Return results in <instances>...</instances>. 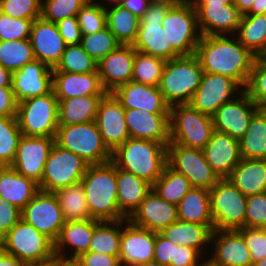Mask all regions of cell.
Here are the masks:
<instances>
[{
  "mask_svg": "<svg viewBox=\"0 0 266 266\" xmlns=\"http://www.w3.org/2000/svg\"><path fill=\"white\" fill-rule=\"evenodd\" d=\"M128 220L138 227L160 232L178 220L177 206L168 203L151 189Z\"/></svg>",
  "mask_w": 266,
  "mask_h": 266,
  "instance_id": "d4e9b609",
  "label": "cell"
},
{
  "mask_svg": "<svg viewBox=\"0 0 266 266\" xmlns=\"http://www.w3.org/2000/svg\"><path fill=\"white\" fill-rule=\"evenodd\" d=\"M122 220L101 221L93 231L89 250L119 258Z\"/></svg>",
  "mask_w": 266,
  "mask_h": 266,
  "instance_id": "b9f144b4",
  "label": "cell"
},
{
  "mask_svg": "<svg viewBox=\"0 0 266 266\" xmlns=\"http://www.w3.org/2000/svg\"><path fill=\"white\" fill-rule=\"evenodd\" d=\"M197 266H220L218 264H216L215 262H213L210 258H205V260H201Z\"/></svg>",
  "mask_w": 266,
  "mask_h": 266,
  "instance_id": "753ad0ef",
  "label": "cell"
},
{
  "mask_svg": "<svg viewBox=\"0 0 266 266\" xmlns=\"http://www.w3.org/2000/svg\"><path fill=\"white\" fill-rule=\"evenodd\" d=\"M247 95L260 109H266V57H257L254 61L247 84Z\"/></svg>",
  "mask_w": 266,
  "mask_h": 266,
  "instance_id": "681fc988",
  "label": "cell"
},
{
  "mask_svg": "<svg viewBox=\"0 0 266 266\" xmlns=\"http://www.w3.org/2000/svg\"><path fill=\"white\" fill-rule=\"evenodd\" d=\"M266 14V0H254L251 10L246 15Z\"/></svg>",
  "mask_w": 266,
  "mask_h": 266,
  "instance_id": "a7ac6f4b",
  "label": "cell"
},
{
  "mask_svg": "<svg viewBox=\"0 0 266 266\" xmlns=\"http://www.w3.org/2000/svg\"><path fill=\"white\" fill-rule=\"evenodd\" d=\"M240 141L243 159L266 160V109H259L251 118Z\"/></svg>",
  "mask_w": 266,
  "mask_h": 266,
  "instance_id": "8d00e7d4",
  "label": "cell"
},
{
  "mask_svg": "<svg viewBox=\"0 0 266 266\" xmlns=\"http://www.w3.org/2000/svg\"><path fill=\"white\" fill-rule=\"evenodd\" d=\"M250 251L252 265L266 257V228L242 227L238 229Z\"/></svg>",
  "mask_w": 266,
  "mask_h": 266,
  "instance_id": "db71d44e",
  "label": "cell"
},
{
  "mask_svg": "<svg viewBox=\"0 0 266 266\" xmlns=\"http://www.w3.org/2000/svg\"><path fill=\"white\" fill-rule=\"evenodd\" d=\"M105 5L107 28L121 45H133L139 30V18L120 5Z\"/></svg>",
  "mask_w": 266,
  "mask_h": 266,
  "instance_id": "74e56055",
  "label": "cell"
},
{
  "mask_svg": "<svg viewBox=\"0 0 266 266\" xmlns=\"http://www.w3.org/2000/svg\"><path fill=\"white\" fill-rule=\"evenodd\" d=\"M214 230L245 227L247 197L228 179L220 178L209 190Z\"/></svg>",
  "mask_w": 266,
  "mask_h": 266,
  "instance_id": "ba28073f",
  "label": "cell"
},
{
  "mask_svg": "<svg viewBox=\"0 0 266 266\" xmlns=\"http://www.w3.org/2000/svg\"><path fill=\"white\" fill-rule=\"evenodd\" d=\"M89 0H42L41 17L58 23L67 17L77 16Z\"/></svg>",
  "mask_w": 266,
  "mask_h": 266,
  "instance_id": "f907efd6",
  "label": "cell"
},
{
  "mask_svg": "<svg viewBox=\"0 0 266 266\" xmlns=\"http://www.w3.org/2000/svg\"><path fill=\"white\" fill-rule=\"evenodd\" d=\"M56 25L67 45L80 44L82 35L76 16L60 20Z\"/></svg>",
  "mask_w": 266,
  "mask_h": 266,
  "instance_id": "680465c9",
  "label": "cell"
},
{
  "mask_svg": "<svg viewBox=\"0 0 266 266\" xmlns=\"http://www.w3.org/2000/svg\"><path fill=\"white\" fill-rule=\"evenodd\" d=\"M192 188L193 186L189 180L168 164L165 166L161 176L152 185V189L162 199L176 206Z\"/></svg>",
  "mask_w": 266,
  "mask_h": 266,
  "instance_id": "60d3db41",
  "label": "cell"
},
{
  "mask_svg": "<svg viewBox=\"0 0 266 266\" xmlns=\"http://www.w3.org/2000/svg\"><path fill=\"white\" fill-rule=\"evenodd\" d=\"M61 266H86V265L78 258H70L62 260Z\"/></svg>",
  "mask_w": 266,
  "mask_h": 266,
  "instance_id": "8c879c8a",
  "label": "cell"
},
{
  "mask_svg": "<svg viewBox=\"0 0 266 266\" xmlns=\"http://www.w3.org/2000/svg\"><path fill=\"white\" fill-rule=\"evenodd\" d=\"M203 257L194 248L175 245V262H171L169 266H197Z\"/></svg>",
  "mask_w": 266,
  "mask_h": 266,
  "instance_id": "91938a15",
  "label": "cell"
},
{
  "mask_svg": "<svg viewBox=\"0 0 266 266\" xmlns=\"http://www.w3.org/2000/svg\"><path fill=\"white\" fill-rule=\"evenodd\" d=\"M246 197L266 192V160L241 159L227 177Z\"/></svg>",
  "mask_w": 266,
  "mask_h": 266,
  "instance_id": "836d02e7",
  "label": "cell"
},
{
  "mask_svg": "<svg viewBox=\"0 0 266 266\" xmlns=\"http://www.w3.org/2000/svg\"><path fill=\"white\" fill-rule=\"evenodd\" d=\"M175 4L150 2L147 11L139 18V30L133 48L142 53L167 60L181 55L168 45V37L161 23L165 14Z\"/></svg>",
  "mask_w": 266,
  "mask_h": 266,
  "instance_id": "30bf717a",
  "label": "cell"
},
{
  "mask_svg": "<svg viewBox=\"0 0 266 266\" xmlns=\"http://www.w3.org/2000/svg\"><path fill=\"white\" fill-rule=\"evenodd\" d=\"M202 75L203 69L195 54L167 60L159 83L165 102L169 106L189 104Z\"/></svg>",
  "mask_w": 266,
  "mask_h": 266,
  "instance_id": "277c9868",
  "label": "cell"
},
{
  "mask_svg": "<svg viewBox=\"0 0 266 266\" xmlns=\"http://www.w3.org/2000/svg\"><path fill=\"white\" fill-rule=\"evenodd\" d=\"M180 0H150L152 3L177 4Z\"/></svg>",
  "mask_w": 266,
  "mask_h": 266,
  "instance_id": "34e18365",
  "label": "cell"
},
{
  "mask_svg": "<svg viewBox=\"0 0 266 266\" xmlns=\"http://www.w3.org/2000/svg\"><path fill=\"white\" fill-rule=\"evenodd\" d=\"M134 266H164V265L156 263L155 261H151V262H147V263L136 264Z\"/></svg>",
  "mask_w": 266,
  "mask_h": 266,
  "instance_id": "11e5206c",
  "label": "cell"
},
{
  "mask_svg": "<svg viewBox=\"0 0 266 266\" xmlns=\"http://www.w3.org/2000/svg\"><path fill=\"white\" fill-rule=\"evenodd\" d=\"M80 45L98 63L110 52L115 51L121 44L106 27L101 31L89 35H82Z\"/></svg>",
  "mask_w": 266,
  "mask_h": 266,
  "instance_id": "7dc6e473",
  "label": "cell"
},
{
  "mask_svg": "<svg viewBox=\"0 0 266 266\" xmlns=\"http://www.w3.org/2000/svg\"><path fill=\"white\" fill-rule=\"evenodd\" d=\"M112 94L126 109H142L153 114H169L170 106L165 102L159 86L129 81L116 88Z\"/></svg>",
  "mask_w": 266,
  "mask_h": 266,
  "instance_id": "484cf974",
  "label": "cell"
},
{
  "mask_svg": "<svg viewBox=\"0 0 266 266\" xmlns=\"http://www.w3.org/2000/svg\"><path fill=\"white\" fill-rule=\"evenodd\" d=\"M59 101L54 92L18 103L17 120L24 136L55 138Z\"/></svg>",
  "mask_w": 266,
  "mask_h": 266,
  "instance_id": "52a82bcc",
  "label": "cell"
},
{
  "mask_svg": "<svg viewBox=\"0 0 266 266\" xmlns=\"http://www.w3.org/2000/svg\"><path fill=\"white\" fill-rule=\"evenodd\" d=\"M149 3L150 0H123L118 5L140 18L147 11Z\"/></svg>",
  "mask_w": 266,
  "mask_h": 266,
  "instance_id": "be15d7a7",
  "label": "cell"
},
{
  "mask_svg": "<svg viewBox=\"0 0 266 266\" xmlns=\"http://www.w3.org/2000/svg\"><path fill=\"white\" fill-rule=\"evenodd\" d=\"M53 69L35 60L12 72V91L17 103L52 92Z\"/></svg>",
  "mask_w": 266,
  "mask_h": 266,
  "instance_id": "ffe728a7",
  "label": "cell"
},
{
  "mask_svg": "<svg viewBox=\"0 0 266 266\" xmlns=\"http://www.w3.org/2000/svg\"><path fill=\"white\" fill-rule=\"evenodd\" d=\"M54 143L55 138L22 135L18 142L15 160L10 166L19 174L39 184Z\"/></svg>",
  "mask_w": 266,
  "mask_h": 266,
  "instance_id": "e0dca14e",
  "label": "cell"
},
{
  "mask_svg": "<svg viewBox=\"0 0 266 266\" xmlns=\"http://www.w3.org/2000/svg\"><path fill=\"white\" fill-rule=\"evenodd\" d=\"M89 164L80 156L54 143L44 166L41 191L54 193L81 182Z\"/></svg>",
  "mask_w": 266,
  "mask_h": 266,
  "instance_id": "8fae6325",
  "label": "cell"
},
{
  "mask_svg": "<svg viewBox=\"0 0 266 266\" xmlns=\"http://www.w3.org/2000/svg\"><path fill=\"white\" fill-rule=\"evenodd\" d=\"M81 183L88 211L93 219L100 221L127 219L118 209L116 166L111 161L89 165Z\"/></svg>",
  "mask_w": 266,
  "mask_h": 266,
  "instance_id": "7a4b0ae2",
  "label": "cell"
},
{
  "mask_svg": "<svg viewBox=\"0 0 266 266\" xmlns=\"http://www.w3.org/2000/svg\"><path fill=\"white\" fill-rule=\"evenodd\" d=\"M40 191L39 185L11 166H0V197L22 210Z\"/></svg>",
  "mask_w": 266,
  "mask_h": 266,
  "instance_id": "4dcf8cb0",
  "label": "cell"
},
{
  "mask_svg": "<svg viewBox=\"0 0 266 266\" xmlns=\"http://www.w3.org/2000/svg\"><path fill=\"white\" fill-rule=\"evenodd\" d=\"M52 91L58 100L88 95H105L99 73L53 71Z\"/></svg>",
  "mask_w": 266,
  "mask_h": 266,
  "instance_id": "f546056e",
  "label": "cell"
},
{
  "mask_svg": "<svg viewBox=\"0 0 266 266\" xmlns=\"http://www.w3.org/2000/svg\"><path fill=\"white\" fill-rule=\"evenodd\" d=\"M245 227L266 228V192L247 197Z\"/></svg>",
  "mask_w": 266,
  "mask_h": 266,
  "instance_id": "11a10c76",
  "label": "cell"
},
{
  "mask_svg": "<svg viewBox=\"0 0 266 266\" xmlns=\"http://www.w3.org/2000/svg\"><path fill=\"white\" fill-rule=\"evenodd\" d=\"M155 232L122 220L119 262L121 266L151 262L154 259Z\"/></svg>",
  "mask_w": 266,
  "mask_h": 266,
  "instance_id": "d6986e66",
  "label": "cell"
},
{
  "mask_svg": "<svg viewBox=\"0 0 266 266\" xmlns=\"http://www.w3.org/2000/svg\"><path fill=\"white\" fill-rule=\"evenodd\" d=\"M42 0H0V11L19 19L41 17Z\"/></svg>",
  "mask_w": 266,
  "mask_h": 266,
  "instance_id": "f5cc1de1",
  "label": "cell"
},
{
  "mask_svg": "<svg viewBox=\"0 0 266 266\" xmlns=\"http://www.w3.org/2000/svg\"><path fill=\"white\" fill-rule=\"evenodd\" d=\"M235 36L255 56H265L266 14L243 15Z\"/></svg>",
  "mask_w": 266,
  "mask_h": 266,
  "instance_id": "f35d334b",
  "label": "cell"
},
{
  "mask_svg": "<svg viewBox=\"0 0 266 266\" xmlns=\"http://www.w3.org/2000/svg\"><path fill=\"white\" fill-rule=\"evenodd\" d=\"M178 220L200 225H214L209 190L192 188L177 205Z\"/></svg>",
  "mask_w": 266,
  "mask_h": 266,
  "instance_id": "d590c367",
  "label": "cell"
},
{
  "mask_svg": "<svg viewBox=\"0 0 266 266\" xmlns=\"http://www.w3.org/2000/svg\"><path fill=\"white\" fill-rule=\"evenodd\" d=\"M117 204L119 211L128 219L152 189L146 180L116 167Z\"/></svg>",
  "mask_w": 266,
  "mask_h": 266,
  "instance_id": "d6a6232c",
  "label": "cell"
},
{
  "mask_svg": "<svg viewBox=\"0 0 266 266\" xmlns=\"http://www.w3.org/2000/svg\"><path fill=\"white\" fill-rule=\"evenodd\" d=\"M100 220L66 221L54 242V252L61 259L79 258L88 252L94 228ZM69 250H71L69 252ZM71 254V255H69Z\"/></svg>",
  "mask_w": 266,
  "mask_h": 266,
  "instance_id": "4316f807",
  "label": "cell"
},
{
  "mask_svg": "<svg viewBox=\"0 0 266 266\" xmlns=\"http://www.w3.org/2000/svg\"><path fill=\"white\" fill-rule=\"evenodd\" d=\"M134 57L132 45H120L97 63L100 82L107 93L132 80Z\"/></svg>",
  "mask_w": 266,
  "mask_h": 266,
  "instance_id": "cb8c5ba5",
  "label": "cell"
},
{
  "mask_svg": "<svg viewBox=\"0 0 266 266\" xmlns=\"http://www.w3.org/2000/svg\"><path fill=\"white\" fill-rule=\"evenodd\" d=\"M62 260L55 254L47 259L24 261L23 266H61Z\"/></svg>",
  "mask_w": 266,
  "mask_h": 266,
  "instance_id": "e7e4bbea",
  "label": "cell"
},
{
  "mask_svg": "<svg viewBox=\"0 0 266 266\" xmlns=\"http://www.w3.org/2000/svg\"><path fill=\"white\" fill-rule=\"evenodd\" d=\"M166 60L135 50L133 77L135 83L159 86Z\"/></svg>",
  "mask_w": 266,
  "mask_h": 266,
  "instance_id": "ee69618b",
  "label": "cell"
},
{
  "mask_svg": "<svg viewBox=\"0 0 266 266\" xmlns=\"http://www.w3.org/2000/svg\"><path fill=\"white\" fill-rule=\"evenodd\" d=\"M21 219L53 242L66 222L56 195L41 190L21 210Z\"/></svg>",
  "mask_w": 266,
  "mask_h": 266,
  "instance_id": "5bb4252c",
  "label": "cell"
},
{
  "mask_svg": "<svg viewBox=\"0 0 266 266\" xmlns=\"http://www.w3.org/2000/svg\"><path fill=\"white\" fill-rule=\"evenodd\" d=\"M213 230L214 225H200L177 220L159 233L175 245L194 248L206 256Z\"/></svg>",
  "mask_w": 266,
  "mask_h": 266,
  "instance_id": "1f68e13d",
  "label": "cell"
},
{
  "mask_svg": "<svg viewBox=\"0 0 266 266\" xmlns=\"http://www.w3.org/2000/svg\"><path fill=\"white\" fill-rule=\"evenodd\" d=\"M153 261L164 266H169L171 262H175V244L163 237L159 232H155Z\"/></svg>",
  "mask_w": 266,
  "mask_h": 266,
  "instance_id": "9f6ffc18",
  "label": "cell"
},
{
  "mask_svg": "<svg viewBox=\"0 0 266 266\" xmlns=\"http://www.w3.org/2000/svg\"><path fill=\"white\" fill-rule=\"evenodd\" d=\"M243 90L231 77L203 72L201 83L189 104L194 109L212 116L223 104L234 99Z\"/></svg>",
  "mask_w": 266,
  "mask_h": 266,
  "instance_id": "9a60e30c",
  "label": "cell"
},
{
  "mask_svg": "<svg viewBox=\"0 0 266 266\" xmlns=\"http://www.w3.org/2000/svg\"><path fill=\"white\" fill-rule=\"evenodd\" d=\"M17 108L12 87H0V117H16Z\"/></svg>",
  "mask_w": 266,
  "mask_h": 266,
  "instance_id": "94428289",
  "label": "cell"
},
{
  "mask_svg": "<svg viewBox=\"0 0 266 266\" xmlns=\"http://www.w3.org/2000/svg\"><path fill=\"white\" fill-rule=\"evenodd\" d=\"M0 247L22 262L55 255L54 242L22 219L4 235Z\"/></svg>",
  "mask_w": 266,
  "mask_h": 266,
  "instance_id": "7c38bea8",
  "label": "cell"
},
{
  "mask_svg": "<svg viewBox=\"0 0 266 266\" xmlns=\"http://www.w3.org/2000/svg\"><path fill=\"white\" fill-rule=\"evenodd\" d=\"M81 35H89L107 27L105 5L89 0L77 14Z\"/></svg>",
  "mask_w": 266,
  "mask_h": 266,
  "instance_id": "c3c4849f",
  "label": "cell"
},
{
  "mask_svg": "<svg viewBox=\"0 0 266 266\" xmlns=\"http://www.w3.org/2000/svg\"><path fill=\"white\" fill-rule=\"evenodd\" d=\"M21 220V210L0 197V242L4 235Z\"/></svg>",
  "mask_w": 266,
  "mask_h": 266,
  "instance_id": "6f0895ef",
  "label": "cell"
},
{
  "mask_svg": "<svg viewBox=\"0 0 266 266\" xmlns=\"http://www.w3.org/2000/svg\"><path fill=\"white\" fill-rule=\"evenodd\" d=\"M22 137L17 117H0V166H10Z\"/></svg>",
  "mask_w": 266,
  "mask_h": 266,
  "instance_id": "f6af8a7d",
  "label": "cell"
},
{
  "mask_svg": "<svg viewBox=\"0 0 266 266\" xmlns=\"http://www.w3.org/2000/svg\"><path fill=\"white\" fill-rule=\"evenodd\" d=\"M125 122L132 138L170 143L169 114H153L142 109H126Z\"/></svg>",
  "mask_w": 266,
  "mask_h": 266,
  "instance_id": "83f0119b",
  "label": "cell"
},
{
  "mask_svg": "<svg viewBox=\"0 0 266 266\" xmlns=\"http://www.w3.org/2000/svg\"><path fill=\"white\" fill-rule=\"evenodd\" d=\"M252 266H266V257L260 261H257Z\"/></svg>",
  "mask_w": 266,
  "mask_h": 266,
  "instance_id": "b9fcfbb0",
  "label": "cell"
},
{
  "mask_svg": "<svg viewBox=\"0 0 266 266\" xmlns=\"http://www.w3.org/2000/svg\"><path fill=\"white\" fill-rule=\"evenodd\" d=\"M167 145L129 137L112 152L111 162L153 185L167 165Z\"/></svg>",
  "mask_w": 266,
  "mask_h": 266,
  "instance_id": "3957f363",
  "label": "cell"
},
{
  "mask_svg": "<svg viewBox=\"0 0 266 266\" xmlns=\"http://www.w3.org/2000/svg\"><path fill=\"white\" fill-rule=\"evenodd\" d=\"M95 122L111 152L130 137L125 122V109L112 93H106L99 102Z\"/></svg>",
  "mask_w": 266,
  "mask_h": 266,
  "instance_id": "ac0fdd59",
  "label": "cell"
},
{
  "mask_svg": "<svg viewBox=\"0 0 266 266\" xmlns=\"http://www.w3.org/2000/svg\"><path fill=\"white\" fill-rule=\"evenodd\" d=\"M259 109L243 90L212 115L214 130L240 140L245 135L251 118Z\"/></svg>",
  "mask_w": 266,
  "mask_h": 266,
  "instance_id": "2e32d148",
  "label": "cell"
},
{
  "mask_svg": "<svg viewBox=\"0 0 266 266\" xmlns=\"http://www.w3.org/2000/svg\"><path fill=\"white\" fill-rule=\"evenodd\" d=\"M94 1H97V0H94ZM123 0H103L102 1V4H103V2H106V3H108V2H110L109 4H113V5H118L119 3H121Z\"/></svg>",
  "mask_w": 266,
  "mask_h": 266,
  "instance_id": "2a66077c",
  "label": "cell"
},
{
  "mask_svg": "<svg viewBox=\"0 0 266 266\" xmlns=\"http://www.w3.org/2000/svg\"><path fill=\"white\" fill-rule=\"evenodd\" d=\"M206 161L219 178H227L241 161L240 141L228 134L214 131L203 148Z\"/></svg>",
  "mask_w": 266,
  "mask_h": 266,
  "instance_id": "f1b7e54d",
  "label": "cell"
},
{
  "mask_svg": "<svg viewBox=\"0 0 266 266\" xmlns=\"http://www.w3.org/2000/svg\"><path fill=\"white\" fill-rule=\"evenodd\" d=\"M195 55L203 72L231 77L243 89L257 58L235 35H201Z\"/></svg>",
  "mask_w": 266,
  "mask_h": 266,
  "instance_id": "6da1fadb",
  "label": "cell"
},
{
  "mask_svg": "<svg viewBox=\"0 0 266 266\" xmlns=\"http://www.w3.org/2000/svg\"><path fill=\"white\" fill-rule=\"evenodd\" d=\"M55 143L82 157L89 165L111 161L112 152L105 145L95 121L58 126Z\"/></svg>",
  "mask_w": 266,
  "mask_h": 266,
  "instance_id": "8992f818",
  "label": "cell"
},
{
  "mask_svg": "<svg viewBox=\"0 0 266 266\" xmlns=\"http://www.w3.org/2000/svg\"><path fill=\"white\" fill-rule=\"evenodd\" d=\"M53 71L72 73L98 72L97 62L84 51L80 44L66 45L61 60Z\"/></svg>",
  "mask_w": 266,
  "mask_h": 266,
  "instance_id": "bcb514c9",
  "label": "cell"
},
{
  "mask_svg": "<svg viewBox=\"0 0 266 266\" xmlns=\"http://www.w3.org/2000/svg\"><path fill=\"white\" fill-rule=\"evenodd\" d=\"M254 0H235L233 3L242 15H246L252 8Z\"/></svg>",
  "mask_w": 266,
  "mask_h": 266,
  "instance_id": "89a4df30",
  "label": "cell"
},
{
  "mask_svg": "<svg viewBox=\"0 0 266 266\" xmlns=\"http://www.w3.org/2000/svg\"><path fill=\"white\" fill-rule=\"evenodd\" d=\"M0 87H12V72L0 65Z\"/></svg>",
  "mask_w": 266,
  "mask_h": 266,
  "instance_id": "003e7915",
  "label": "cell"
},
{
  "mask_svg": "<svg viewBox=\"0 0 266 266\" xmlns=\"http://www.w3.org/2000/svg\"><path fill=\"white\" fill-rule=\"evenodd\" d=\"M167 164L184 175L193 188L210 190L220 179L206 161L201 149L168 144Z\"/></svg>",
  "mask_w": 266,
  "mask_h": 266,
  "instance_id": "4fadbf2b",
  "label": "cell"
},
{
  "mask_svg": "<svg viewBox=\"0 0 266 266\" xmlns=\"http://www.w3.org/2000/svg\"><path fill=\"white\" fill-rule=\"evenodd\" d=\"M0 266H23V262L0 247Z\"/></svg>",
  "mask_w": 266,
  "mask_h": 266,
  "instance_id": "03108f58",
  "label": "cell"
},
{
  "mask_svg": "<svg viewBox=\"0 0 266 266\" xmlns=\"http://www.w3.org/2000/svg\"><path fill=\"white\" fill-rule=\"evenodd\" d=\"M201 35H235L242 14L233 4H193Z\"/></svg>",
  "mask_w": 266,
  "mask_h": 266,
  "instance_id": "44dd1931",
  "label": "cell"
},
{
  "mask_svg": "<svg viewBox=\"0 0 266 266\" xmlns=\"http://www.w3.org/2000/svg\"><path fill=\"white\" fill-rule=\"evenodd\" d=\"M210 247L209 258L220 266H252L250 251L238 230H213Z\"/></svg>",
  "mask_w": 266,
  "mask_h": 266,
  "instance_id": "7402d4cb",
  "label": "cell"
},
{
  "mask_svg": "<svg viewBox=\"0 0 266 266\" xmlns=\"http://www.w3.org/2000/svg\"><path fill=\"white\" fill-rule=\"evenodd\" d=\"M161 26L167 34L168 45H172L181 56L196 53L201 34L196 9L190 0H180L171 6Z\"/></svg>",
  "mask_w": 266,
  "mask_h": 266,
  "instance_id": "9c48e42d",
  "label": "cell"
},
{
  "mask_svg": "<svg viewBox=\"0 0 266 266\" xmlns=\"http://www.w3.org/2000/svg\"><path fill=\"white\" fill-rule=\"evenodd\" d=\"M104 95H88L59 101L58 126L92 122Z\"/></svg>",
  "mask_w": 266,
  "mask_h": 266,
  "instance_id": "e575fe53",
  "label": "cell"
},
{
  "mask_svg": "<svg viewBox=\"0 0 266 266\" xmlns=\"http://www.w3.org/2000/svg\"><path fill=\"white\" fill-rule=\"evenodd\" d=\"M29 39L36 60L54 69L67 45L56 23L46 21L42 17L34 19Z\"/></svg>",
  "mask_w": 266,
  "mask_h": 266,
  "instance_id": "603a6c76",
  "label": "cell"
},
{
  "mask_svg": "<svg viewBox=\"0 0 266 266\" xmlns=\"http://www.w3.org/2000/svg\"><path fill=\"white\" fill-rule=\"evenodd\" d=\"M86 266H121L117 256L88 251L79 258Z\"/></svg>",
  "mask_w": 266,
  "mask_h": 266,
  "instance_id": "6125c7cd",
  "label": "cell"
},
{
  "mask_svg": "<svg viewBox=\"0 0 266 266\" xmlns=\"http://www.w3.org/2000/svg\"><path fill=\"white\" fill-rule=\"evenodd\" d=\"M192 4H233L232 0H190Z\"/></svg>",
  "mask_w": 266,
  "mask_h": 266,
  "instance_id": "2644e50d",
  "label": "cell"
},
{
  "mask_svg": "<svg viewBox=\"0 0 266 266\" xmlns=\"http://www.w3.org/2000/svg\"><path fill=\"white\" fill-rule=\"evenodd\" d=\"M33 21L13 18L0 11V41L29 39Z\"/></svg>",
  "mask_w": 266,
  "mask_h": 266,
  "instance_id": "816d5d0a",
  "label": "cell"
},
{
  "mask_svg": "<svg viewBox=\"0 0 266 266\" xmlns=\"http://www.w3.org/2000/svg\"><path fill=\"white\" fill-rule=\"evenodd\" d=\"M66 221L92 219L81 182L69 185L54 192Z\"/></svg>",
  "mask_w": 266,
  "mask_h": 266,
  "instance_id": "ab89813d",
  "label": "cell"
},
{
  "mask_svg": "<svg viewBox=\"0 0 266 266\" xmlns=\"http://www.w3.org/2000/svg\"><path fill=\"white\" fill-rule=\"evenodd\" d=\"M30 39L0 41V65L13 72L35 61Z\"/></svg>",
  "mask_w": 266,
  "mask_h": 266,
  "instance_id": "7bdbcfd3",
  "label": "cell"
},
{
  "mask_svg": "<svg viewBox=\"0 0 266 266\" xmlns=\"http://www.w3.org/2000/svg\"><path fill=\"white\" fill-rule=\"evenodd\" d=\"M170 143L201 149L213 134L212 116L194 109L190 104L170 106Z\"/></svg>",
  "mask_w": 266,
  "mask_h": 266,
  "instance_id": "5b68a950",
  "label": "cell"
}]
</instances>
